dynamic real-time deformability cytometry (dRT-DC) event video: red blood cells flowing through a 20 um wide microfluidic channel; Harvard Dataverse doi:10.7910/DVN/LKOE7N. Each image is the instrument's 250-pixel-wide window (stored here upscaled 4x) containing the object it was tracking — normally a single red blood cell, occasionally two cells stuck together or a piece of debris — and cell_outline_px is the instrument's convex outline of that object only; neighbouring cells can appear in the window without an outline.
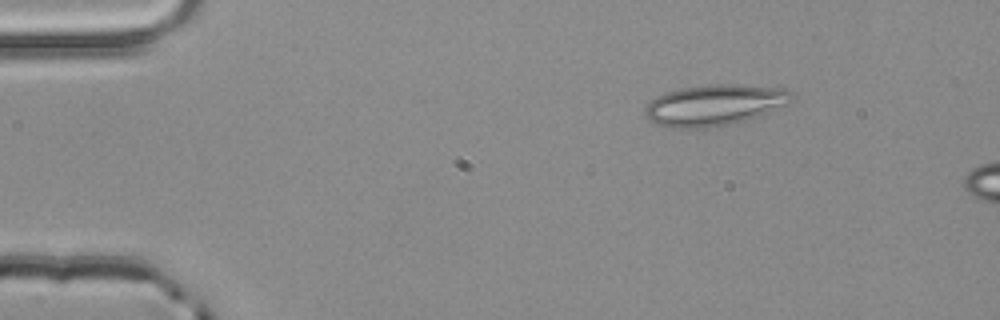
{"species": "common noctule bat (a hibernating species)", "species_latin": "Nyctalus noctula", "temperature_condition": "room temperature", "stored_images_in_passage": 3, "camera_frame_rate_fps": 3000, "um_per_image_px": 0.085, "animal": {"sex": "male", "body_mass_g": 20.4}, "frame": {"image": 1, "passage_image": 1, "time_ms": 0.0, "image_size_px": [1000, 320], "cell_outline_px": [[792, 104], [744, 120], [728, 124], [700, 128], [672, 128], [652, 124], [644, 112], [648, 104], [656, 96], [680, 88], [704, 84], [732, 84], [784, 88], [792, 96]], "centroid_in_image_um": [60.71, 8.92], "position_along_channel_um": 24.3, "area_um2": 34.97}}